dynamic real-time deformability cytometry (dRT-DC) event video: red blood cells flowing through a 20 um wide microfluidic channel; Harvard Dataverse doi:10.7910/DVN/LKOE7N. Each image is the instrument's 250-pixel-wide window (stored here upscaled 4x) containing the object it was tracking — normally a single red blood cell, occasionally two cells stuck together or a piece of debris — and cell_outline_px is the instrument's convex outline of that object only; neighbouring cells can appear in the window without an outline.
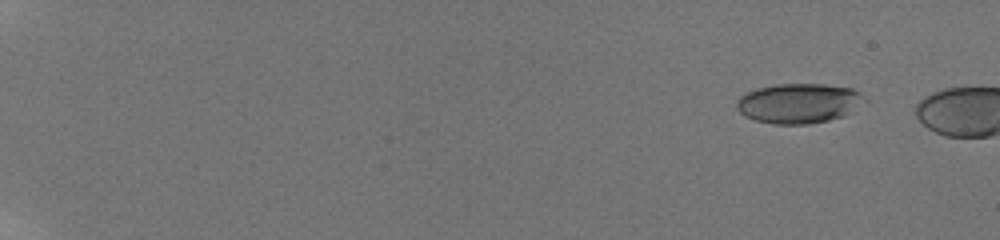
{"species": "human", "species_latin": "Homo sapiens", "temperature_condition": "room temperature", "stored_images_in_passage": 11, "camera_frame_rate_fps": 3000, "um_per_image_px": 0.085, "donor": {"sex": "male"}, "frame": {"image": 1, "passage_image": 7, "time_ms": 2.0, "image_size_px": [1000, 240], "cell_outline_px": [[868, 104], [844, 116], [828, 120], [808, 124], [776, 124], [756, 120], [744, 116], [736, 108], [736, 100], [740, 96], [756, 88], [776, 84], [824, 84], [852, 88], [860, 92], [868, 100]], "centroid_in_image_um": [67.96, 8.77], "position_along_channel_um": 17.0, "area_um2": 30.17}}